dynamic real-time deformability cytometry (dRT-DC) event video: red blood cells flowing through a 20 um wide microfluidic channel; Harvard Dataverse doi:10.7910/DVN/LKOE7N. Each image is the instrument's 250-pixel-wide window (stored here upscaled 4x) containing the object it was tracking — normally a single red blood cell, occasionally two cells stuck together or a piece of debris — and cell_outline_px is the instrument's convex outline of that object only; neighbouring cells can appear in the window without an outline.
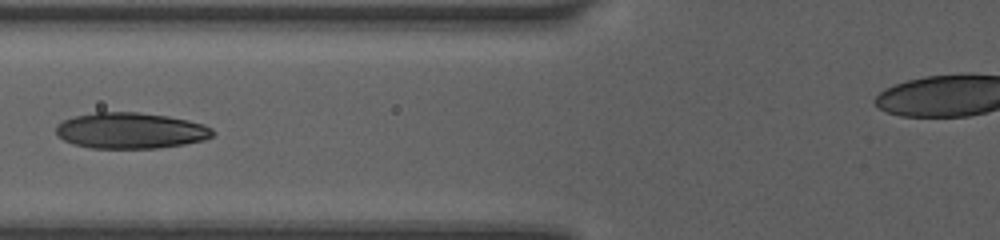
{"species": "human", "species_latin": "Homo sapiens", "temperature_condition": "room temperature", "stored_images_in_passage": 2, "camera_frame_rate_fps": 3000, "um_per_image_px": 0.085, "donor": {"sex": "female"}, "frame": {"image": 1, "passage_image": 2, "time_ms": 1.0, "image_size_px": [1000, 240], "cell_outline_px": [[216, 132], [212, 136], [204, 140], [184, 144], [156, 148], [92, 148], [72, 144], [64, 140], [56, 132], [56, 124], [72, 116], [96, 112], [140, 112], [168, 116], [188, 120], [204, 124], [212, 128]], "centroid_in_image_um": [11.11, 11.09], "position_along_channel_um": 114.7, "area_um2": 33.0}}